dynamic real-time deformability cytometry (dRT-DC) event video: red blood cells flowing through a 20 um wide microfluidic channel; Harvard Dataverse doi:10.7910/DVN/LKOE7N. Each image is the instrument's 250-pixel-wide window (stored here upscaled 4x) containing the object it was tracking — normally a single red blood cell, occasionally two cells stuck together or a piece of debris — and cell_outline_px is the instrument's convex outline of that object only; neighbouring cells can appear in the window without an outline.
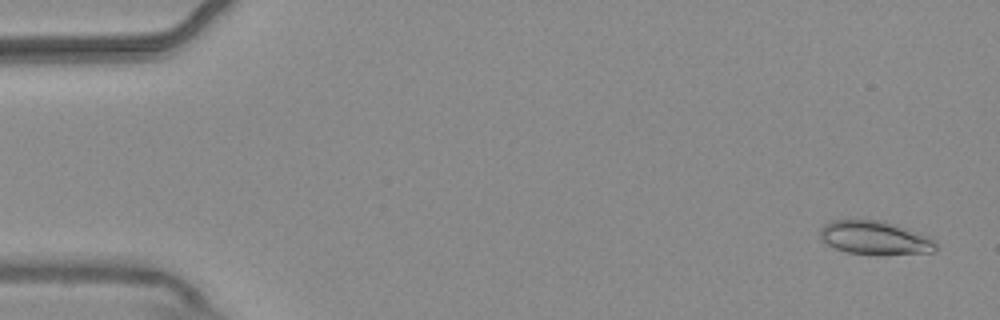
{"species": "common noctule bat (a hibernating species)", "species_latin": "Nyctalus noctula", "temperature_condition": "warm", "stored_images_in_passage": 56, "camera_frame_rate_fps": 3000, "um_per_image_px": 0.085, "animal": {"sex": "male", "body_mass_g": 20.4}, "frame": {"image": 1, "passage_image": 3, "time_ms": 0.667, "image_size_px": [1000, 320], "cell_outline_px": [[936, 248], [932, 252], [880, 256], [848, 252], [836, 248], [820, 240], [820, 228], [828, 220], [884, 220], [932, 236], [936, 240]], "centroid_in_image_um": [74.41, 20.22], "position_along_channel_um": 10.6, "area_um2": 23.35}}
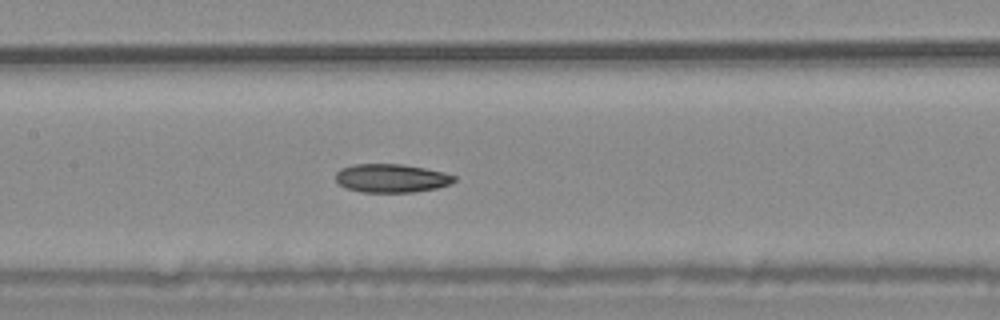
{"frame": {"image": 2, "passage_image": 27, "time_ms": 8.667, "image_size_px": [1000, 320], "cell_outline_px": [[456, 180], [452, 184], [436, 188], [412, 192], [360, 192], [348, 188], [340, 184], [336, 180], [336, 172], [340, 168], [352, 164], [400, 164], [424, 168], [444, 172], [456, 176]], "centroid_in_image_um": [33.28, 15.14], "position_along_channel_um": 174.1, "area_um2": 19.71}}
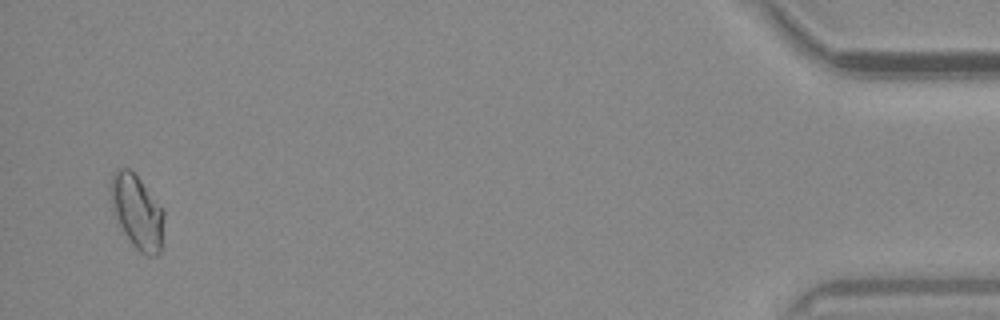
{"frame": {"image": 3, "passage_image": 54, "time_ms": 17.667, "image_size_px": [1000, 320], "cell_outline_px": [[164, 216], [160, 252], [156, 256], [148, 256], [140, 252], [132, 244], [116, 220], [112, 212], [108, 192], [108, 188], [112, 172], [116, 168], [128, 168], [140, 180], [164, 212]], "centroid_in_image_um": [11.58, 17.98], "position_along_channel_um": 423.6, "area_um2": 23.06}, "authors_computed_cell_mechanics": {"area_um2": 20.7791, "velocity_mm_per_s": 3.6993, "shape_relaxation_time_tau1_ms": null, "shape_relaxation_time_tau2_ms": 5.1242, "deformation_change_tau1": null, "deformation_change_tau2": 0.0921}}